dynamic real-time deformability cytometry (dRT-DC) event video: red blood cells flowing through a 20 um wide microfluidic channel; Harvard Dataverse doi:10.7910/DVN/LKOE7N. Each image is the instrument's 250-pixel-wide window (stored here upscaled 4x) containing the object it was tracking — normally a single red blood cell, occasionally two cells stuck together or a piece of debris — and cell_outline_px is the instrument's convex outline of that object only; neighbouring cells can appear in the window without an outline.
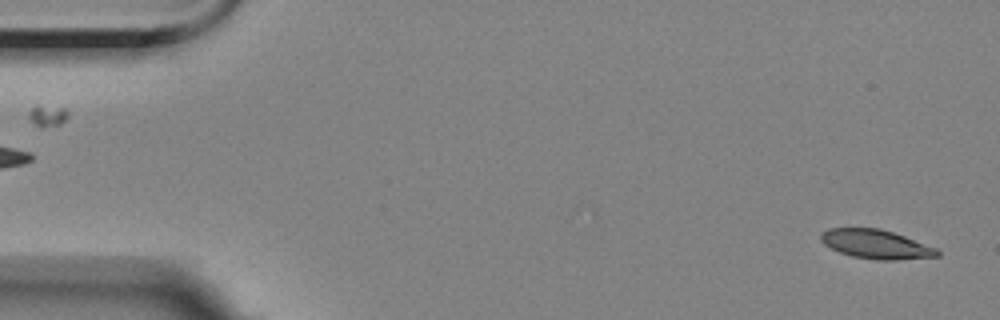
{"species": "Egyptian fruit bat (a non-hibernating species)", "species_latin": "Rousettus aegyptiacus", "temperature_condition": "room temperature", "stored_images_in_passage": 5, "segment_of_instrument_passage": [2, 2], "camera_frame_rate_fps": 3000, "um_per_image_px": 0.085, "animal": {"sex": "female"}, "frame": {"image": 1, "passage_image": 5, "time_ms": 5.333, "image_size_px": [1000, 320], "cell_outline_px": [[940, 256], [896, 260], [876, 260], [852, 256], [840, 252], [824, 244], [820, 240], [820, 232], [828, 228], [880, 228], [904, 236], [936, 248], [940, 252]], "centroid_in_image_um": [74.44, 20.76], "position_along_channel_um": 10.6, "area_um2": 19.65}}